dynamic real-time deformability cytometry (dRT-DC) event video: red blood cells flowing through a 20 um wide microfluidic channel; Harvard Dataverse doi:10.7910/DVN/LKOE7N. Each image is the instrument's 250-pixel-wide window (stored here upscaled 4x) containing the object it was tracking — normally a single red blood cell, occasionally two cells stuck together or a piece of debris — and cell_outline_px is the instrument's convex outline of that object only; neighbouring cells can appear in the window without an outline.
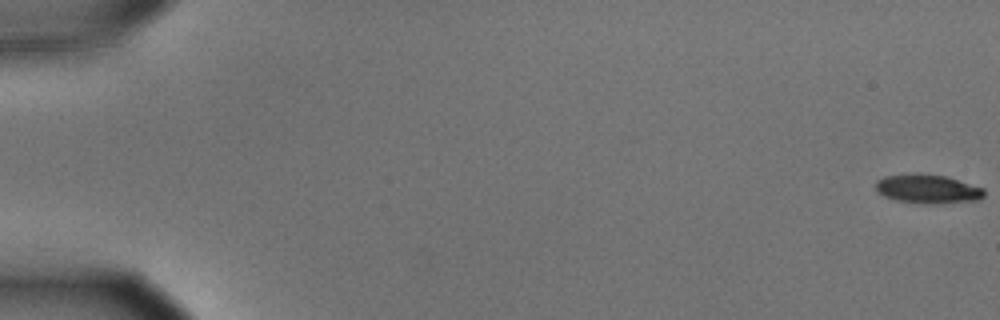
{"species": "common noctule bat (a hibernating species)", "species_latin": "Nyctalus noctula", "temperature_condition": "cold", "stored_images_in_passage": 57, "camera_frame_rate_fps": 3000, "um_per_image_px": 0.085, "animal": {"sex": "male", "body_mass_g": 15.6}, "frame": {"image": 1, "passage_image": 1, "time_ms": 0.0, "image_size_px": [1000, 320], "cell_outline_px": [[984, 196], [980, 200], [936, 204], [924, 204], [896, 200], [884, 196], [876, 192], [876, 180], [884, 176], [916, 172], [920, 172], [948, 176], [984, 188]], "centroid_in_image_um": [78.85, 16.04], "position_along_channel_um": 6.1, "area_um2": 18.84}}
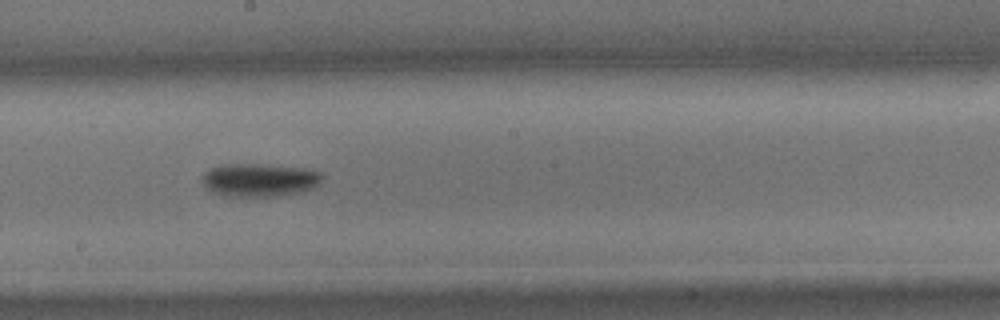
{"frame": {"image": 2, "passage_image": 33, "time_ms": 10.667, "image_size_px": [1000, 320], "cell_outline_px": [[324, 176], [316, 188], [300, 192], [276, 196], [228, 196], [216, 192], [208, 188], [200, 180], [204, 172], [208, 168], [224, 164], [260, 164], [304, 168], [320, 172]], "centroid_in_image_um": [22.08, 15.28], "position_along_channel_um": 226.1, "area_um2": 23.24}}
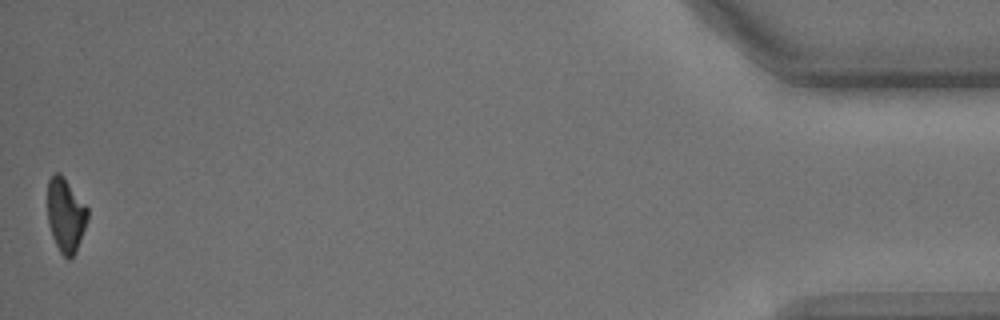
{"frame": {"image": 3, "passage_image": 57, "time_ms": 18.667, "image_size_px": [1000, 320], "cell_outline_px": [[88, 220], [76, 252], [68, 260], [60, 252], [52, 236], [48, 224], [48, 180], [56, 172], [60, 172], [64, 176], [88, 208]], "centroid_in_image_um": [5.59, 18.28], "position_along_channel_um": 429.6, "area_um2": 17.34}, "authors_computed_cell_mechanics": {"area_um2": 20.0566, "velocity_mm_per_s": 3.6079, "shape_relaxation_time_tau1_ms": 2.1245, "shape_relaxation_time_tau2_ms": null, "deformation_change_tau1": 0.1203, "deformation_change_tau2": null}}